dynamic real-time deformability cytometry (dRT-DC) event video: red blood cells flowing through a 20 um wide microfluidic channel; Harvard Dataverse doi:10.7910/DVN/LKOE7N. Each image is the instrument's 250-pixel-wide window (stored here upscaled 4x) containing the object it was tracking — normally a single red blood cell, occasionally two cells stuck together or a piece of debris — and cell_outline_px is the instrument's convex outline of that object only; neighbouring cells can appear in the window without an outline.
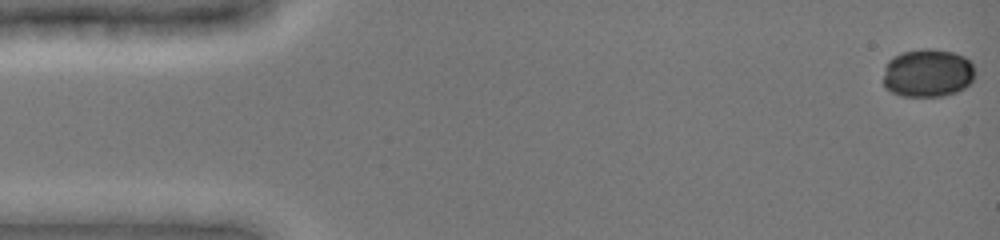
{"species": "common noctule bat (a hibernating species)", "species_latin": "Nyctalus noctula", "temperature_condition": "cold", "stored_images_in_passage": 49, "camera_frame_rate_fps": 3000, "um_per_image_px": 0.085, "animal": {"sex": "female", "body_mass_g": 19.0, "forearm_length_mm": 51.5}, "frame": {"image": 1, "passage_image": 1, "time_ms": 0.0, "image_size_px": [1000, 240], "cell_outline_px": [[976, 72], [972, 80], [964, 88], [956, 92], [944, 96], [900, 96], [884, 88], [884, 68], [888, 60], [892, 56], [900, 52], [920, 48], [932, 48], [952, 52], [964, 56], [972, 60]], "centroid_in_image_um": [78.85, 6.19], "position_along_channel_um": 6.1, "area_um2": 26.36}}
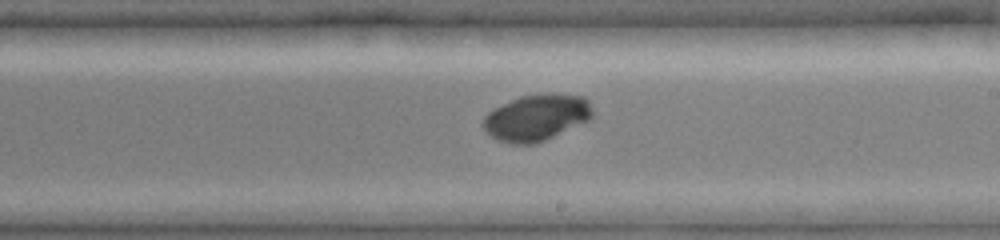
{"frame": {"image": 2, "passage_image": 29, "time_ms": 9.333, "image_size_px": [1000, 240], "cell_outline_px": [[592, 116], [588, 120], [536, 144], [512, 144], [496, 140], [480, 124], [484, 116], [492, 108], [520, 96], [552, 92], [584, 96], [588, 100], [592, 108]], "centroid_in_image_um": [45.57, 9.97], "position_along_channel_um": 243.4, "area_um2": 29.77}}
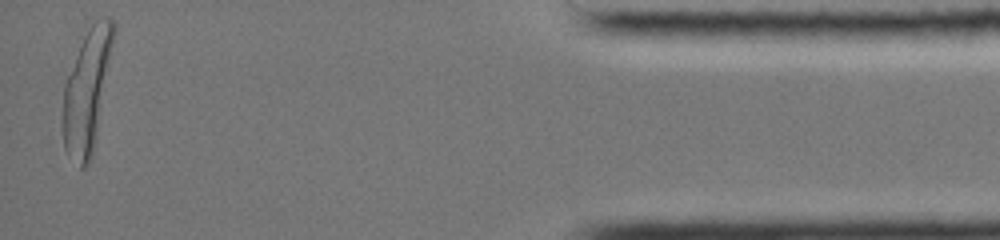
{"frame": {"image": 3, "passage_image": 48, "time_ms": 15.667, "image_size_px": [1000, 240], "cell_outline_px": [[116, 32], [96, 136], [92, 156], [88, 164], [84, 168], [80, 168], [68, 156], [64, 148], [60, 124], [60, 120], [64, 84], [84, 24], [88, 20], [108, 16], [116, 24]], "centroid_in_image_um": [7.35, 7.57], "position_along_channel_um": 427.8, "area_um2": 37.86}}